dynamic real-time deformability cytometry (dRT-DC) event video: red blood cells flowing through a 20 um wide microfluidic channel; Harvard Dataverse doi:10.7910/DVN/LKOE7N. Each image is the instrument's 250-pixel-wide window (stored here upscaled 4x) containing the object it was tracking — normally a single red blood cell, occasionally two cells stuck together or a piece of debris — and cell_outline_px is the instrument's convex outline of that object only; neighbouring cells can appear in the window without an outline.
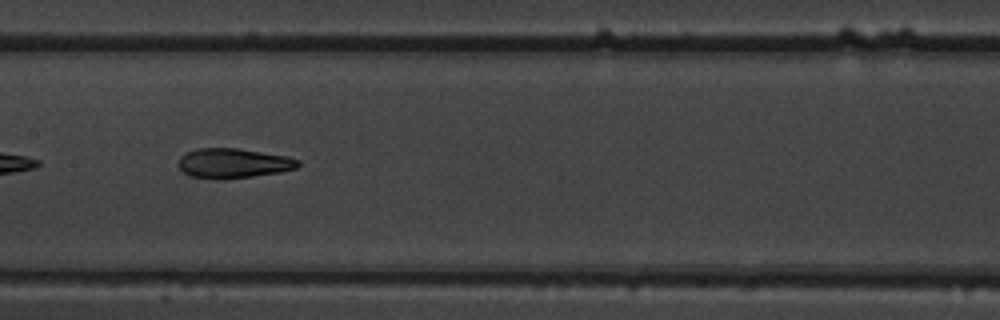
{"species": "common noctule bat (a hibernating species)", "species_latin": "Nyctalus noctula", "temperature_condition": "warm", "stored_images_in_passage": 14, "camera_frame_rate_fps": 3000, "um_per_image_px": 0.085, "animal": {"sex": "male", "body_mass_g": 19.5, "forearm_length_mm": 54.6}, "frame": {"image": 1, "passage_image": 12, "time_ms": 3.667, "image_size_px": [1000, 320], "cell_outline_px": [[300, 164], [296, 168], [280, 172], [224, 180], [216, 180], [188, 176], [176, 164], [180, 156], [184, 152], [196, 148], [236, 148], [288, 156], [300, 160]], "centroid_in_image_um": [19.78, 13.88], "position_along_channel_um": 187.6, "area_um2": 21.15}}